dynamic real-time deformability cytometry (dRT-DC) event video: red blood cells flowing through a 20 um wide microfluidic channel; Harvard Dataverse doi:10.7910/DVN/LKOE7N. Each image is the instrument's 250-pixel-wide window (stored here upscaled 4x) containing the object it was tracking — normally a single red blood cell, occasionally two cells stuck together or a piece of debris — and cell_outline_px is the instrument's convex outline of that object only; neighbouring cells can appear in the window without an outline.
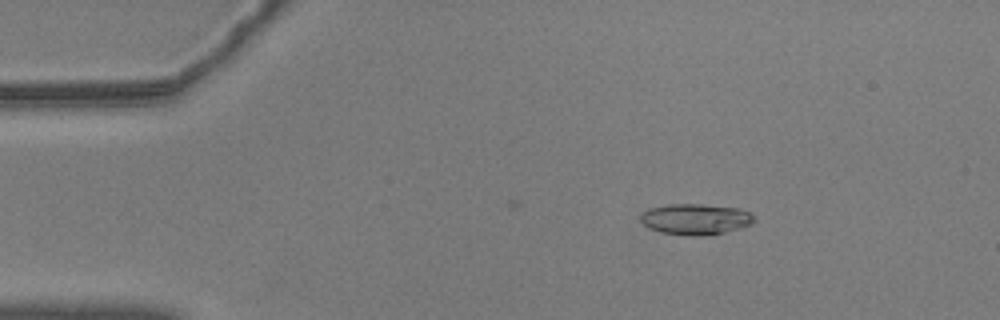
{"species": "common noctule bat (a hibernating species)", "species_latin": "Nyctalus noctula", "temperature_condition": "warm", "stored_images_in_passage": 8, "camera_frame_rate_fps": 3000, "um_per_image_px": 0.085, "animal": {"sex": "male", "body_mass_g": 20.5, "forearm_length_mm": 52.5}, "frame": {"image": 1, "passage_image": 8, "time_ms": 2.333, "image_size_px": [1000, 320], "cell_outline_px": [[756, 220], [752, 224], [740, 228], [724, 232], [704, 236], [688, 236], [660, 232], [648, 228], [640, 220], [640, 216], [648, 208], [668, 204], [700, 204], [740, 208], [748, 212]], "centroid_in_image_um": [59.1, 18.63], "position_along_channel_um": 25.9, "area_um2": 20.58}}